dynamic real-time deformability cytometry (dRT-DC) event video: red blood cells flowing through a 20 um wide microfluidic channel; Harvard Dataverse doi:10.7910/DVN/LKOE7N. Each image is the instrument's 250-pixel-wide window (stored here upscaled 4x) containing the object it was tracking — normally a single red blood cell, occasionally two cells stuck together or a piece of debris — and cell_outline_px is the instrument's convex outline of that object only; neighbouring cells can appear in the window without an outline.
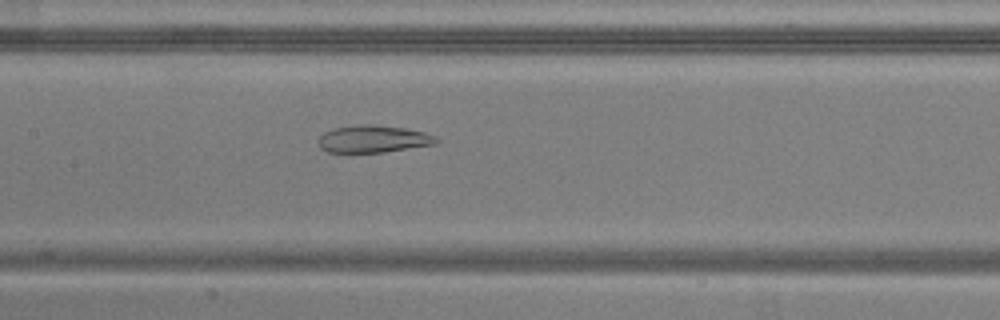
{"species": "common noctule bat (a hibernating species)", "species_latin": "Nyctalus noctula", "temperature_condition": "warm", "stored_images_in_passage": 51, "camera_frame_rate_fps": 3000, "um_per_image_px": 0.085, "animal": {"sex": "male", "body_mass_g": 20.5, "forearm_length_mm": 52.5}, "frame": {"image": 1, "passage_image": 23, "time_ms": 7.333, "image_size_px": [1000, 320], "cell_outline_px": [[440, 140], [436, 144], [380, 152], [328, 152], [320, 148], [316, 140], [324, 132], [336, 128], [360, 124], [372, 124], [404, 128], [424, 132], [436, 136]], "centroid_in_image_um": [31.71, 11.81], "position_along_channel_um": 175.7, "area_um2": 18.67}}
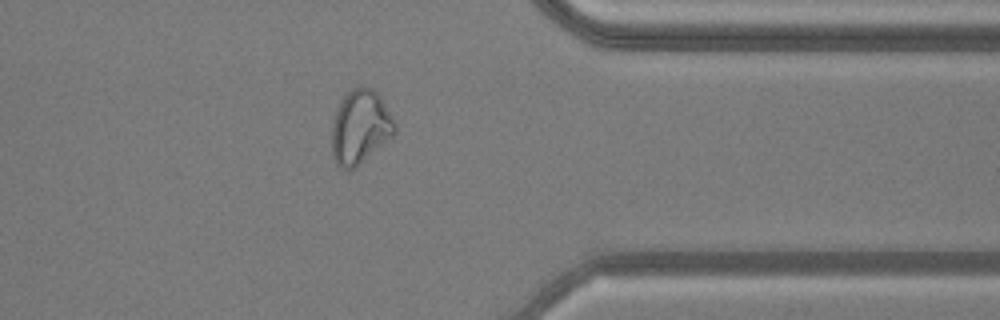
{"frame": {"image": 2, "passage_image": 40, "time_ms": 13.0, "image_size_px": [1000, 320], "cell_outline_px": [[396, 132], [392, 136], [356, 168], [340, 168], [336, 164], [332, 156], [332, 120], [336, 108], [344, 96], [352, 88], [360, 84], [364, 84], [372, 88], [380, 96], [396, 120]], "centroid_in_image_um": [30.62, 10.76], "position_along_channel_um": 380.8, "area_um2": 27.57}}
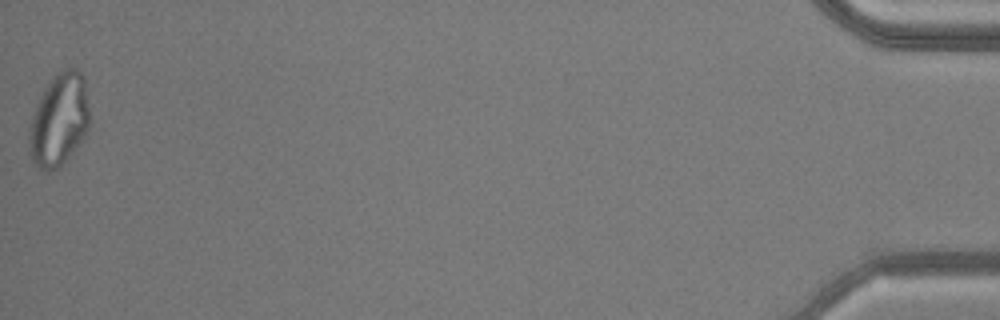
{"frame": {"image": 3, "passage_image": 51, "time_ms": 16.667, "image_size_px": [1000, 320], "cell_outline_px": [[88, 128], [84, 136], [72, 152], [56, 168], [48, 172], [44, 172], [32, 160], [28, 140], [28, 132], [40, 96], [44, 88], [52, 76], [56, 72], [64, 68], [76, 68], [84, 76], [88, 108]], "centroid_in_image_um": [5.01, 10.15], "position_along_channel_um": 430.2, "area_um2": 32.14}, "authors_computed_cell_mechanics": {"area_um2": 27.744, "velocity_mm_per_s": 3.8475, "shape_relaxation_time_tau1_ms": null, "shape_relaxation_time_tau2_ms": 2.3405, "deformation_change_tau1": null, "deformation_change_tau2": 0.1026}}